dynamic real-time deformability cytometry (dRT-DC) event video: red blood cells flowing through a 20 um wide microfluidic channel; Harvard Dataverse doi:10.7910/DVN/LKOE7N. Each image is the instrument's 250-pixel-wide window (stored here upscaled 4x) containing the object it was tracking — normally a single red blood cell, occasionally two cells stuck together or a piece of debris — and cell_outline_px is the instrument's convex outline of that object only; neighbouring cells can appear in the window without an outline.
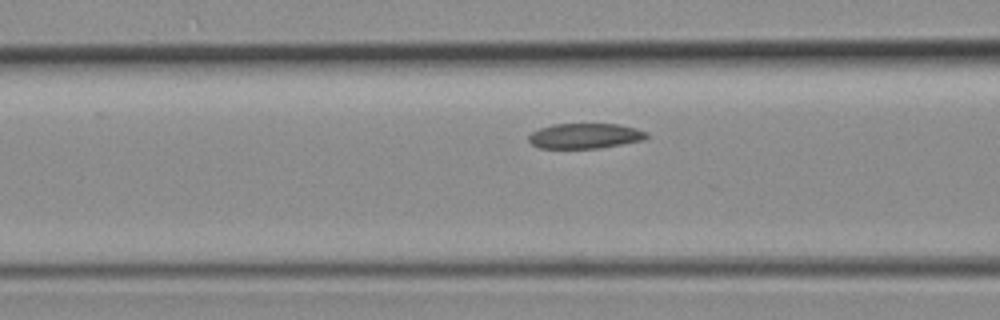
{"species": "common noctule bat (a hibernating species)", "species_latin": "Nyctalus noctula", "temperature_condition": "room temperature", "stored_images_in_passage": 10, "camera_frame_rate_fps": 3000, "um_per_image_px": 0.085, "animal": {"sex": "female", "body_mass_g": 19.3, "forearm_length_mm": 54.1}, "frame": {"image": 1, "passage_image": 5, "time_ms": 1.333, "image_size_px": [1000, 320], "cell_outline_px": [[648, 136], [644, 140], [600, 148], [540, 148], [532, 144], [528, 140], [528, 136], [532, 132], [540, 128], [552, 124], [620, 124], [636, 128], [648, 132]], "centroid_in_image_um": [49.74, 11.55], "position_along_channel_um": 116.9, "area_um2": 17.4}}
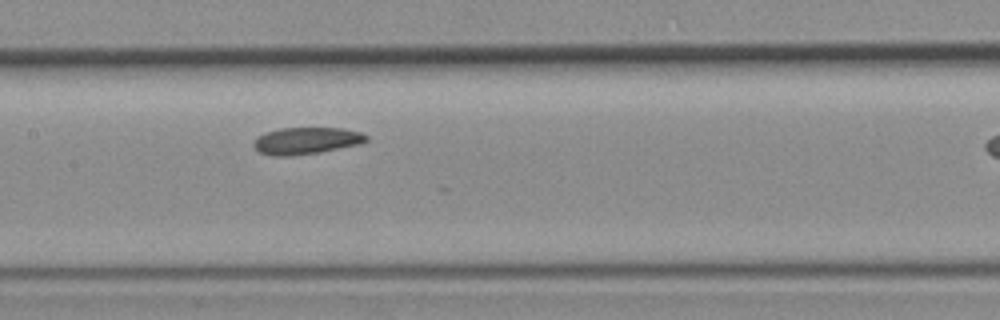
{"frame": {"image": 2, "passage_image": 9, "time_ms": 2.667, "image_size_px": [1000, 320], "cell_outline_px": [[368, 140], [360, 144], [320, 152], [292, 156], [272, 156], [260, 152], [252, 144], [256, 136], [264, 132], [280, 128], [344, 128], [360, 132], [368, 136]], "centroid_in_image_um": [26.01, 11.96], "position_along_channel_um": 181.4, "area_um2": 17.8}}